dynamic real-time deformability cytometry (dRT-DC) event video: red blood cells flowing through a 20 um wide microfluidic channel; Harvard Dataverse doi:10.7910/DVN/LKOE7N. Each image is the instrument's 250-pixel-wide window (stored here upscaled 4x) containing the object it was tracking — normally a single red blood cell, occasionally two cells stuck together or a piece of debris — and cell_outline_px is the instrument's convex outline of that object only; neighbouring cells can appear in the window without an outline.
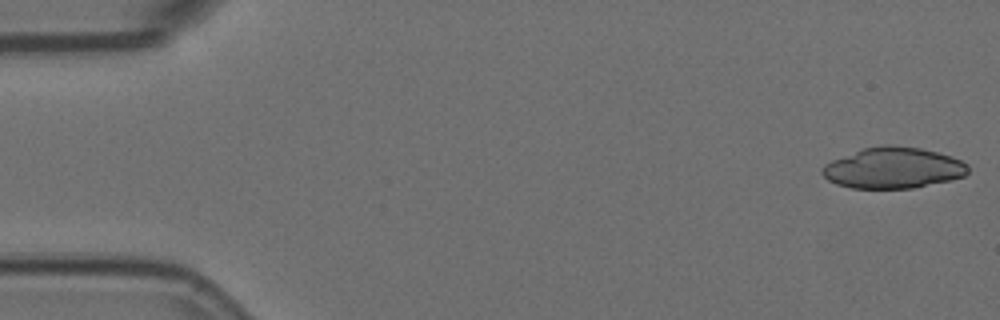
{"species": "Egyptian fruit bat (a non-hibernating species)", "species_latin": "Rousettus aegyptiacus", "temperature_condition": "room temperature", "stored_images_in_passage": 6, "camera_frame_rate_fps": 3000, "um_per_image_px": 0.085, "animal": {"sex": "female"}, "frame": {"image": 1, "passage_image": 1, "time_ms": 0.0, "image_size_px": [1000, 320], "cell_outline_px": [[968, 172], [964, 176], [952, 180], [912, 188], [852, 188], [836, 184], [828, 180], [820, 172], [820, 168], [824, 164], [832, 160], [864, 148], [884, 144], [892, 144], [920, 148], [952, 156], [968, 164]], "centroid_in_image_um": [75.91, 14.27], "position_along_channel_um": 9.1, "area_um2": 34.97}}
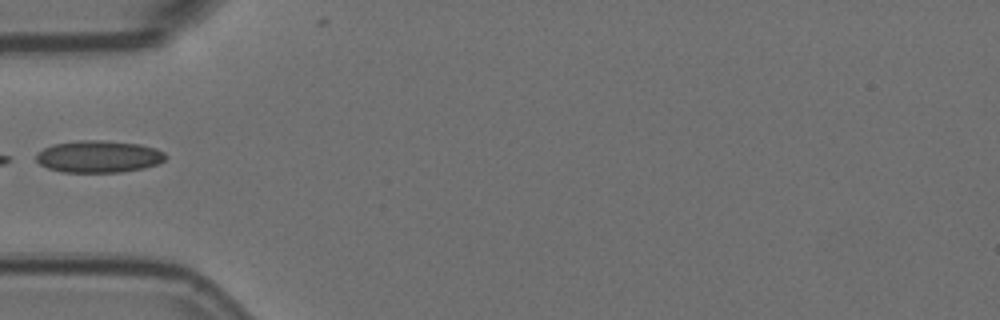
{"frame": {"image": 2, "passage_image": 5, "time_ms": 1.333, "image_size_px": [1000, 320], "cell_outline_px": [[168, 156], [164, 160], [156, 164], [144, 168], [120, 172], [64, 172], [48, 168], [40, 164], [36, 160], [36, 156], [44, 148], [52, 144], [80, 140], [100, 140], [140, 144], [156, 148], [164, 152]], "centroid_in_image_um": [8.41, 13.3], "position_along_channel_um": 76.6, "area_um2": 24.1}}